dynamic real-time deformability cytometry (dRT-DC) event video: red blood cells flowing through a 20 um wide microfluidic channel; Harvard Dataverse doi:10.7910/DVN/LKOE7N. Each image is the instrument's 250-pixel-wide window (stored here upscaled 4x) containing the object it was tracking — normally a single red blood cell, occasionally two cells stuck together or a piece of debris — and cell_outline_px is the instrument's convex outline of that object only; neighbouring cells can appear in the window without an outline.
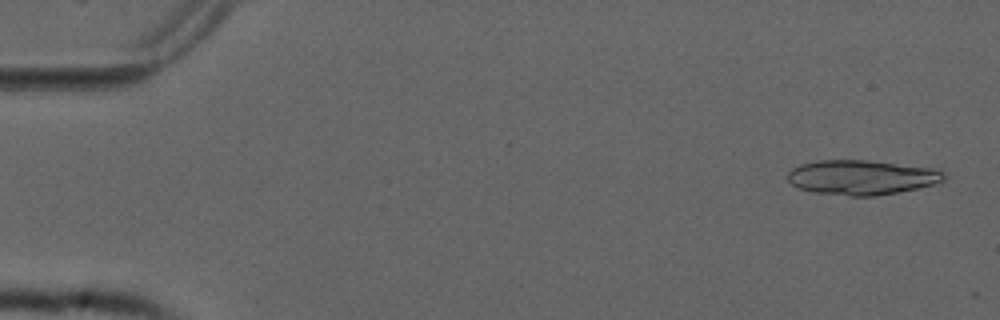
{"species": "common noctule bat (a hibernating species)", "species_latin": "Nyctalus noctula", "temperature_condition": "cold", "stored_images_in_passage": 11, "camera_frame_rate_fps": 3000, "um_per_image_px": 0.085, "animal": {"sex": "male", "forearm_length_mm": 52.5}, "frame": {"image": 1, "passage_image": 2, "time_ms": 0.333, "image_size_px": [1000, 320], "cell_outline_px": [[948, 176], [944, 180], [932, 184], [916, 188], [876, 196], [848, 196], [816, 192], [800, 188], [792, 184], [788, 180], [788, 172], [792, 168], [800, 164], [816, 160], [868, 160], [932, 168], [944, 172]], "centroid_in_image_um": [73.22, 15.07], "position_along_channel_um": 11.8, "area_um2": 31.44}}